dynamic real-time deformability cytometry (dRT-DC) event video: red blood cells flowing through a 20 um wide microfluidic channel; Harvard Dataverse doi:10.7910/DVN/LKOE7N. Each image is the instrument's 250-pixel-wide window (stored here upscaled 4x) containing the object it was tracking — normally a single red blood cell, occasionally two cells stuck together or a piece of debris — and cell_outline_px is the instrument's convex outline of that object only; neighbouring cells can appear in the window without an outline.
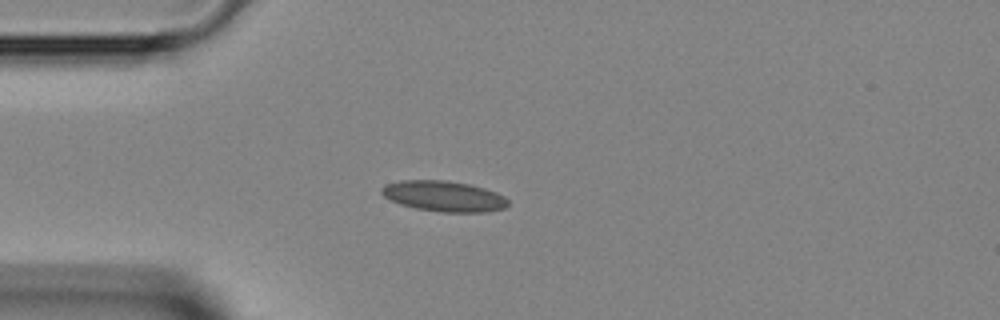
{"species": "Egyptian fruit bat (a non-hibernating species)", "species_latin": "Rousettus aegyptiacus", "temperature_condition": "room temperature", "stored_images_in_passage": 35, "camera_frame_rate_fps": 3000, "um_per_image_px": 0.085, "animal": {"sex": "female"}, "frame": {"image": 1, "passage_image": 1, "time_ms": 0.0, "image_size_px": [1000, 320], "cell_outline_px": [[508, 204], [504, 208], [484, 212], [444, 212], [416, 208], [400, 204], [384, 196], [380, 192], [380, 188], [384, 184], [400, 180], [448, 180], [468, 184], [484, 188], [496, 192], [504, 196], [508, 200]], "centroid_in_image_um": [37.7, 16.66], "position_along_channel_um": 47.3, "area_um2": 22.54}}
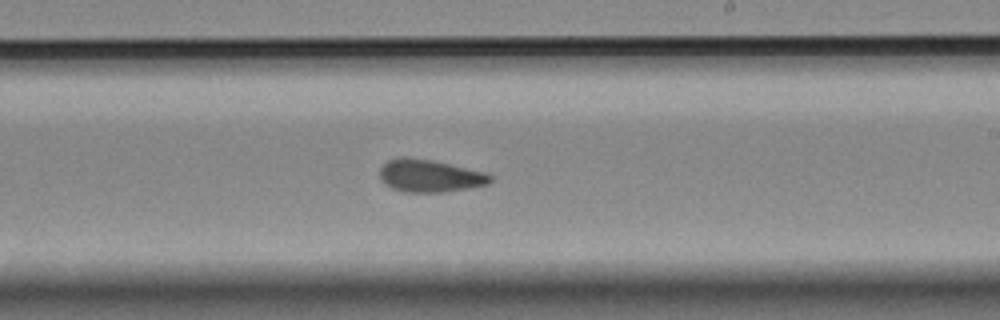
{"frame": {"image": 2, "passage_image": 16, "time_ms": 5.0, "image_size_px": [1000, 320], "cell_outline_px": [[492, 180], [488, 184], [472, 188], [444, 192], [404, 192], [392, 188], [384, 184], [380, 176], [380, 168], [388, 160], [400, 156], [404, 156], [432, 160], [488, 172], [492, 176]], "centroid_in_image_um": [36.56, 14.94], "position_along_channel_um": 252.4, "area_um2": 21.27}}
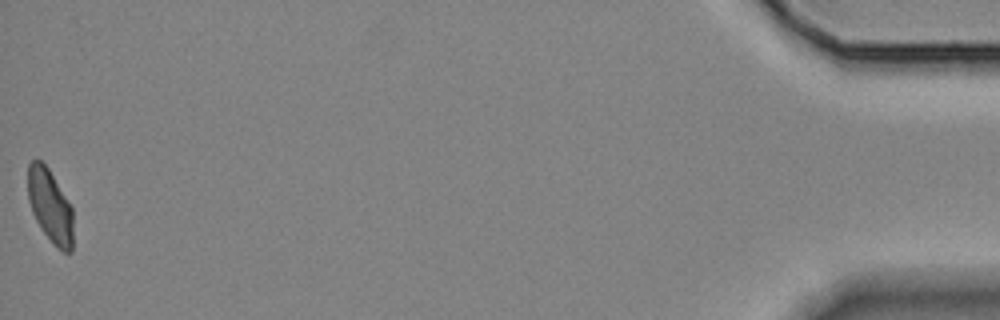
{"frame": {"image": 3, "passage_image": 35, "time_ms": 11.333, "image_size_px": [1000, 320], "cell_outline_px": [[72, 252], [64, 252], [56, 248], [40, 228], [32, 212], [28, 200], [28, 164], [32, 160], [40, 160], [48, 168], [72, 208]], "centroid_in_image_um": [4.24, 17.53], "position_along_channel_um": 431.0, "area_um2": 19.19}}